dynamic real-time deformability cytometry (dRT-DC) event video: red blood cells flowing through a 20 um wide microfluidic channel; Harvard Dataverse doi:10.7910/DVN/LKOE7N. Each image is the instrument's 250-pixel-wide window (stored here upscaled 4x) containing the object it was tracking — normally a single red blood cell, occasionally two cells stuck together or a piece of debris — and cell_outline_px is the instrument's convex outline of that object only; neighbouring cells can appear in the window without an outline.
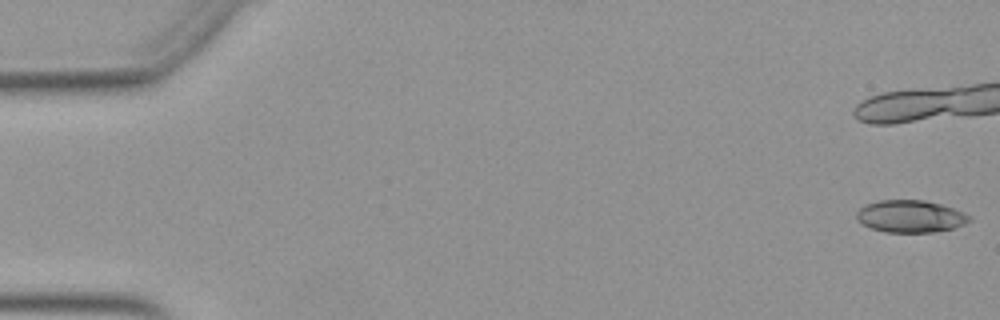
{"species": "Egyptian fruit bat (a non-hibernating species)", "species_latin": "Rousettus aegyptiacus", "temperature_condition": "warm", "stored_images_in_passage": 19, "camera_frame_rate_fps": 3000, "um_per_image_px": 0.085, "animal": {"sex": "female"}, "frame": {"image": 1, "passage_image": 1, "time_ms": 0.0, "image_size_px": [1000, 320], "cell_outline_px": [[972, 220], [964, 224], [952, 228], [932, 232], [884, 232], [872, 228], [864, 224], [856, 216], [856, 212], [860, 208], [868, 204], [880, 200], [924, 200], [940, 204], [964, 212], [972, 216]], "centroid_in_image_um": [77.42, 18.38], "position_along_channel_um": 7.6, "area_um2": 20.98}}